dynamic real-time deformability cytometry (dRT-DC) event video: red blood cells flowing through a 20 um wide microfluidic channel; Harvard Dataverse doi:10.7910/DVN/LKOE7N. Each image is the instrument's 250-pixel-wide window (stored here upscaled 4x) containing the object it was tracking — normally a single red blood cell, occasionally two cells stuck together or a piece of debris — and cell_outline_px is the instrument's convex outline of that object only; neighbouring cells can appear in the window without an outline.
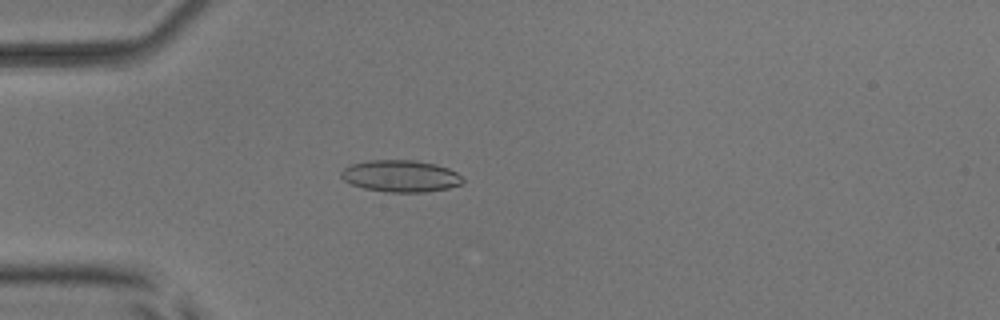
{"species": "common noctule bat (a hibernating species)", "species_latin": "Nyctalus noctula", "temperature_condition": "room temperature", "stored_images_in_passage": 44, "camera_frame_rate_fps": 3000, "um_per_image_px": 0.085, "animal": {"sex": "male", "body_mass_g": 17.9, "forearm_length_mm": 54.2}, "frame": {"image": 1, "passage_image": 6, "time_ms": 1.667, "image_size_px": [1000, 320], "cell_outline_px": [[464, 180], [460, 184], [448, 188], [424, 192], [388, 192], [364, 188], [352, 184], [344, 180], [340, 176], [340, 172], [344, 168], [352, 164], [368, 160], [416, 160], [436, 164], [448, 168], [456, 172]], "centroid_in_image_um": [34.04, 14.96], "position_along_channel_um": 51.0, "area_um2": 22.48}}
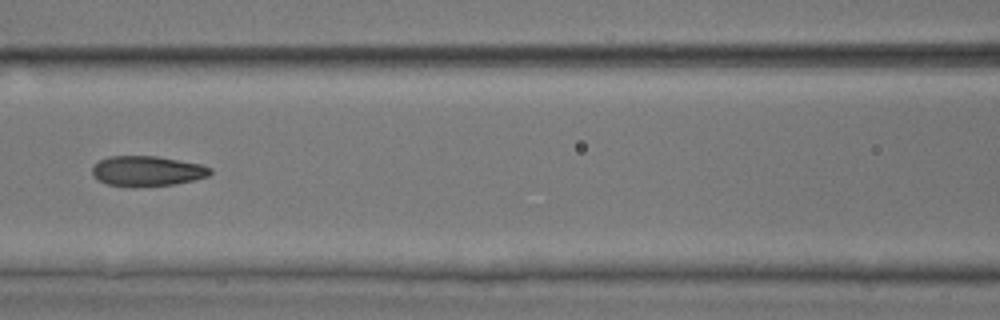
{"frame": {"image": 2, "passage_image": 15, "time_ms": 4.667, "image_size_px": [1000, 320], "cell_outline_px": [[212, 172], [208, 176], [192, 180], [172, 184], [132, 188], [108, 184], [100, 180], [92, 172], [92, 168], [100, 160], [108, 156], [156, 156], [200, 164], [212, 168]], "centroid_in_image_um": [12.51, 14.54], "position_along_channel_um": 154.1, "area_um2": 20.63}}
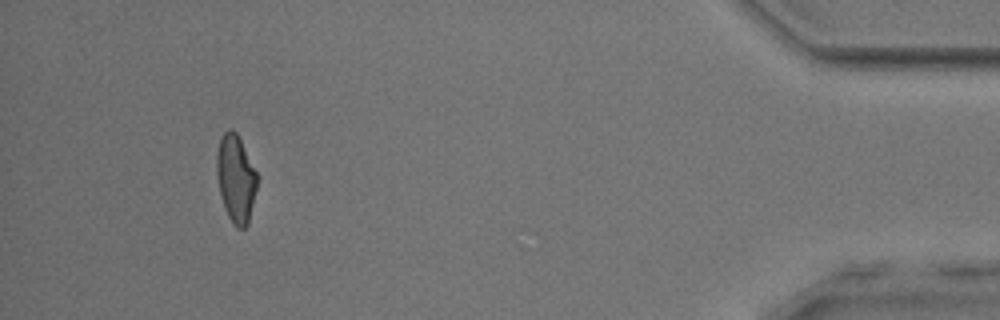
{"frame": {"image": 3, "passage_image": 40, "time_ms": 13.0, "image_size_px": [1000, 320], "cell_outline_px": [[256, 188], [248, 224], [244, 228], [236, 228], [232, 224], [224, 208], [220, 192], [216, 172], [216, 156], [220, 136], [228, 128], [232, 128], [236, 132], [256, 172]], "centroid_in_image_um": [20.01, 15.17], "position_along_channel_um": 415.2, "area_um2": 20.4}, "authors_computed_cell_mechanics": {"area_um2": 20.8369, "velocity_mm_per_s": 3.9008, "shape_relaxation_time_tau1_ms": 7.3494, "shape_relaxation_time_tau2_ms": 2.4496, "deformation_change_tau1": 0.1977, "deformation_change_tau2": 0.0907}}